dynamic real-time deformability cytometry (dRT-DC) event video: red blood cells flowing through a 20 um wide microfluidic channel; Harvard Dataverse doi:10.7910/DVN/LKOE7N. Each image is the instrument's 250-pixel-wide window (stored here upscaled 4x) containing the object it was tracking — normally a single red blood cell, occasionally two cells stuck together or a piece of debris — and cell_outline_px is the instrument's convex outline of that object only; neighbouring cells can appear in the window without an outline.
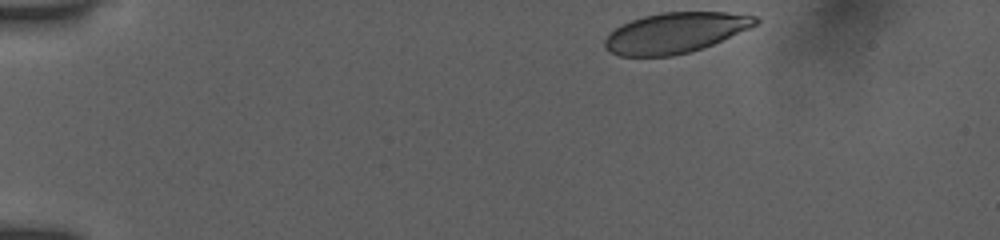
{"species": "human", "species_latin": "Homo sapiens", "temperature_condition": "room temperature", "stored_images_in_passage": 39, "camera_frame_rate_fps": 3000, "um_per_image_px": 0.085, "donor": {"sex": "female"}, "frame": {"image": 1, "passage_image": 1, "time_ms": 0.0, "image_size_px": [1000, 240], "cell_outline_px": [[760, 20], [756, 24], [748, 28], [712, 44], [688, 52], [672, 56], [620, 56], [604, 48], [604, 40], [616, 28], [632, 20], [644, 16], [660, 12], [728, 12], [756, 16]], "centroid_in_image_um": [57.38, 2.78], "position_along_channel_um": 27.6, "area_um2": 34.97}}
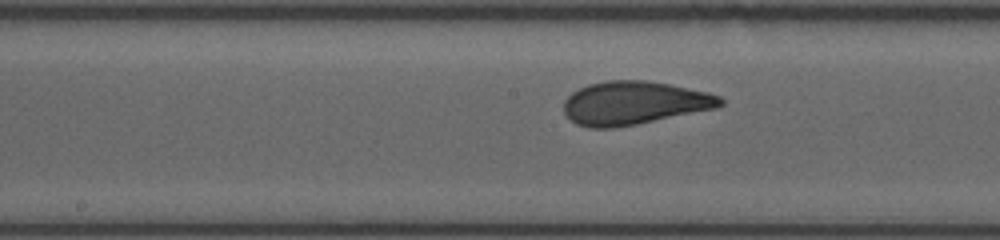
{"frame": {"image": 2, "passage_image": 21, "time_ms": 6.667, "image_size_px": [1000, 240], "cell_outline_px": [[724, 104], [716, 108], [636, 124], [612, 128], [588, 128], [576, 124], [564, 112], [564, 100], [572, 92], [588, 84], [608, 80], [648, 80], [672, 84], [708, 92], [720, 96], [724, 100]], "centroid_in_image_um": [53.91, 8.74], "position_along_channel_um": 194.3, "area_um2": 39.59}}
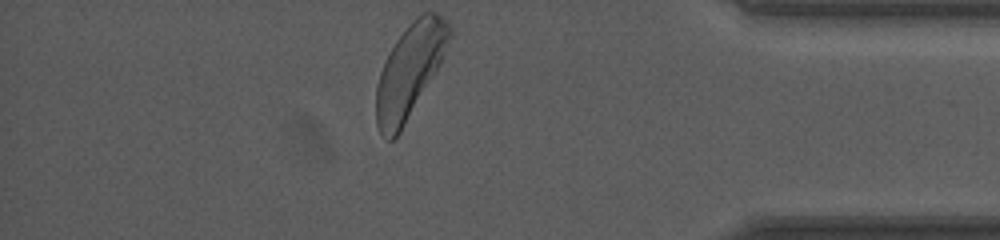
{"frame": {"image": 3, "passage_image": 39, "time_ms": 12.667, "image_size_px": [1000, 240], "cell_outline_px": [[452, 36], [440, 64], [400, 132], [392, 140], [388, 140], [380, 132], [376, 124], [376, 84], [380, 72], [388, 52], [396, 40], [408, 24], [416, 16], [424, 12], [436, 12], [452, 28]], "centroid_in_image_um": [34.82, 6.0], "position_along_channel_um": 400.4, "area_um2": 39.54}, "authors_computed_cell_mechanics": {"area_um2": 38.6682, "velocity_mm_per_s": 3.8781, "shape_relaxation_time_tau1_ms": 2.4352, "shape_relaxation_time_tau2_ms": null, "deformation_change_tau1": 0.129, "deformation_change_tau2": null}}